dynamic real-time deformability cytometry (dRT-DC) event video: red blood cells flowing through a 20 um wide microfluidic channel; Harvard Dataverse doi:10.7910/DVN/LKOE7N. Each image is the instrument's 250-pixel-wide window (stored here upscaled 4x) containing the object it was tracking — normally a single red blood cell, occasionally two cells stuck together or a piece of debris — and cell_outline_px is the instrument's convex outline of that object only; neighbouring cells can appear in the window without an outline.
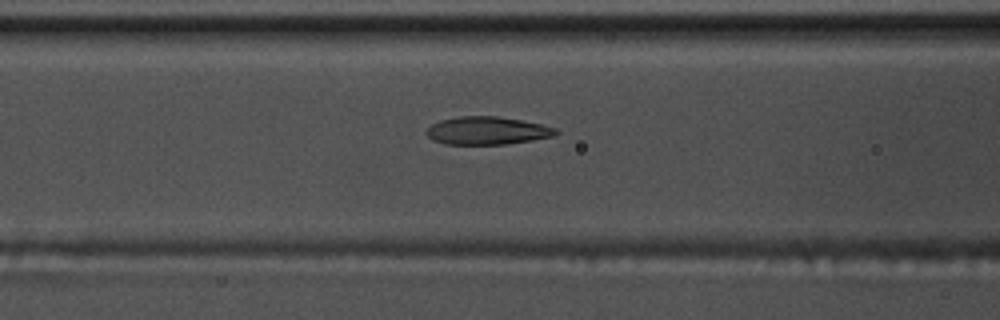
{"species": "common noctule bat (a hibernating species)", "species_latin": "Nyctalus noctula", "temperature_condition": "warm", "stored_images_in_passage": 43, "camera_frame_rate_fps": 3000, "um_per_image_px": 0.085, "animal": {"sex": "male", "body_mass_g": 17.5, "forearm_length_mm": 52.3}, "frame": {"image": 1, "passage_image": 10, "time_ms": 3.0, "image_size_px": [1000, 320], "cell_outline_px": [[560, 132], [552, 136], [532, 140], [508, 144], [444, 144], [432, 140], [424, 132], [432, 124], [440, 120], [460, 116], [496, 116], [520, 120], [540, 124], [556, 128]], "centroid_in_image_um": [41.38, 11.11], "position_along_channel_um": 125.2, "area_um2": 20.98}}
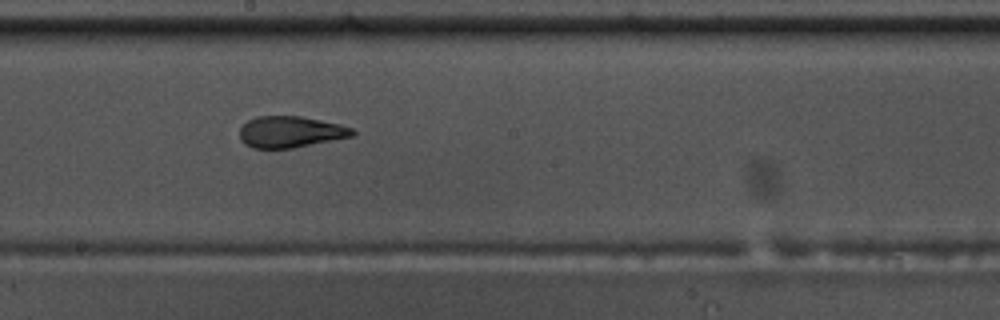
{"frame": {"image": 2, "passage_image": 18, "time_ms": 5.667, "image_size_px": [1000, 320], "cell_outline_px": [[356, 136], [292, 148], [252, 148], [244, 144], [240, 140], [240, 128], [248, 120], [256, 116], [300, 116], [340, 124], [352, 128], [356, 132]], "centroid_in_image_um": [24.7, 11.21], "position_along_channel_um": 223.5, "area_um2": 20.75}}
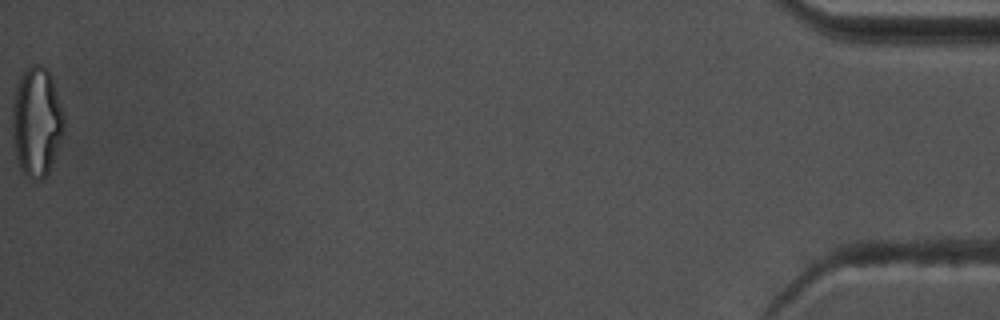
{"frame": {"image": 3, "passage_image": 43, "time_ms": 14.0, "image_size_px": [1000, 320], "cell_outline_px": [[64, 132], [60, 144], [48, 172], [40, 180], [32, 180], [20, 172], [16, 160], [12, 140], [12, 100], [20, 76], [32, 64], [40, 64], [48, 68], [52, 76], [64, 112]], "centroid_in_image_um": [3.1, 10.36], "position_along_channel_um": 432.1, "area_um2": 33.76}, "authors_computed_cell_mechanics": {"area_um2": 21.1548, "velocity_mm_per_s": 3.7057, "shape_relaxation_time_tau1_ms": 7.0845, "shape_relaxation_time_tau2_ms": 1.2859, "deformation_change_tau1": 0.2397, "deformation_change_tau2": 0.097}}